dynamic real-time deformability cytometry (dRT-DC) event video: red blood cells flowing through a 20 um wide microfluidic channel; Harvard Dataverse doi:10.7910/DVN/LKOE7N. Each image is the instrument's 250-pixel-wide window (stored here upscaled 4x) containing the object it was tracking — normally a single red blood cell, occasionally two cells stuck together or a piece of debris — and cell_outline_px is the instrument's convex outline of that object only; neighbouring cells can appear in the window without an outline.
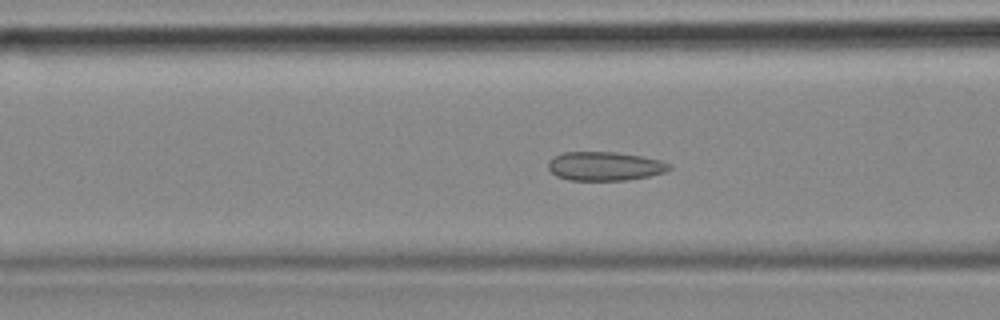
{"species": "common noctule bat (a hibernating species)", "species_latin": "Nyctalus noctula", "temperature_condition": "cold", "stored_images_in_passage": 56, "camera_frame_rate_fps": 3000, "um_per_image_px": 0.085, "animal": {"sex": "female", "body_mass_g": 18.4}, "frame": {"image": 1, "passage_image": 21, "time_ms": 6.667, "image_size_px": [1000, 320], "cell_outline_px": [[672, 168], [664, 172], [648, 176], [628, 180], [568, 180], [556, 176], [548, 168], [548, 160], [552, 156], [564, 152], [616, 152], [640, 156], [660, 160], [672, 164]], "centroid_in_image_um": [51.39, 14.12], "position_along_channel_um": 115.2, "area_um2": 20.46}}
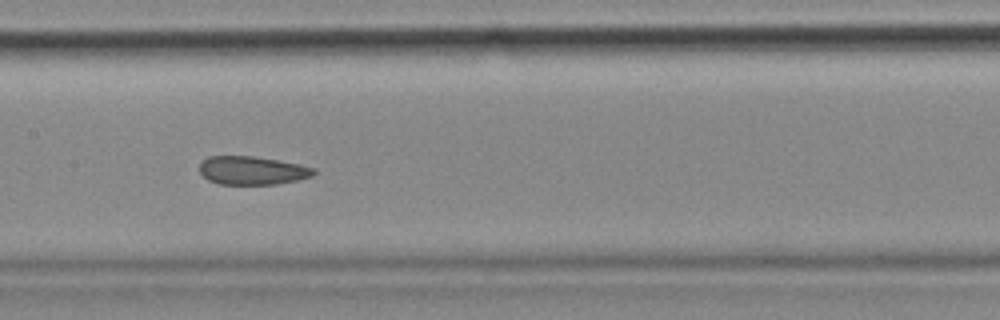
{"frame": {"image": 2, "passage_image": 27, "time_ms": 8.667, "image_size_px": [1000, 320], "cell_outline_px": [[316, 172], [312, 176], [296, 180], [276, 184], [220, 184], [208, 180], [200, 172], [200, 164], [208, 156], [252, 156], [300, 164], [316, 168]], "centroid_in_image_um": [21.45, 14.49], "position_along_channel_um": 186.0, "area_um2": 18.79}}
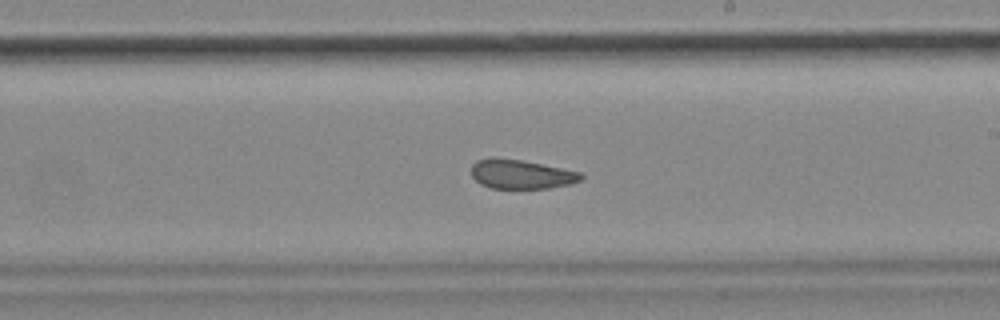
{"frame": {"image": 3, "passage_image": 32, "time_ms": 10.333, "image_size_px": [1000, 320], "cell_outline_px": [[584, 176], [580, 180], [572, 184], [548, 188], [492, 188], [480, 184], [472, 176], [472, 164], [476, 160], [492, 156], [520, 160], [580, 172]], "centroid_in_image_um": [44.26, 14.8], "position_along_channel_um": 244.7, "area_um2": 18.61}, "authors_computed_cell_mechanics": {"area_um2": 20.8658, "velocity_mm_per_s": 3.5464, "shape_relaxation_time_tau1_ms": null, "shape_relaxation_time_tau2_ms": 1.8517, "deformation_change_tau1": null, "deformation_change_tau2": 0.0729}}